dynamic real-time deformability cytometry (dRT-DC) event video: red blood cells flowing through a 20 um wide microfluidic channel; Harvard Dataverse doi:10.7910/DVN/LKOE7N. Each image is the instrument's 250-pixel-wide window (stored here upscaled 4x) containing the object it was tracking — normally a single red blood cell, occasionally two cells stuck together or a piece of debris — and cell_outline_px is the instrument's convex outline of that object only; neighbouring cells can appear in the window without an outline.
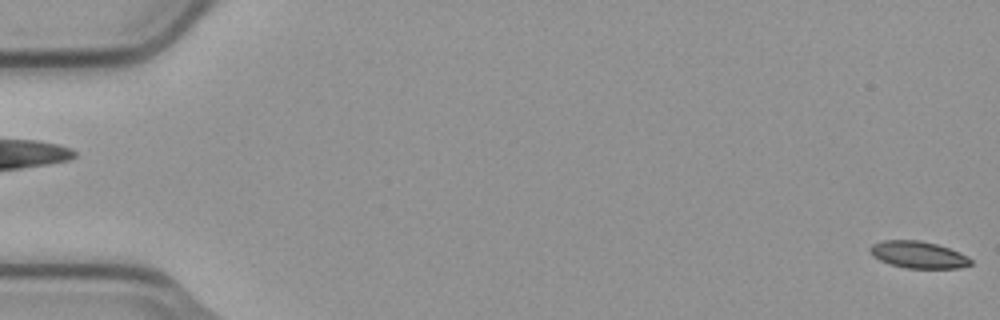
{"species": "common noctule bat (a hibernating species)", "species_latin": "Nyctalus noctula", "temperature_condition": "cold", "stored_images_in_passage": 5, "camera_frame_rate_fps": 3000, "um_per_image_px": 0.085, "animal": {"sex": "male", "body_mass_g": 23.1, "forearm_length_mm": 52.7}, "frame": {"image": 1, "passage_image": 1, "time_ms": 0.0, "image_size_px": [1000, 320], "cell_outline_px": [[972, 264], [960, 268], [908, 268], [892, 264], [880, 260], [872, 256], [868, 248], [872, 244], [884, 240], [920, 240], [936, 244], [960, 252], [968, 256], [972, 260]], "centroid_in_image_um": [78.06, 21.64], "position_along_channel_um": 6.9, "area_um2": 15.78}}